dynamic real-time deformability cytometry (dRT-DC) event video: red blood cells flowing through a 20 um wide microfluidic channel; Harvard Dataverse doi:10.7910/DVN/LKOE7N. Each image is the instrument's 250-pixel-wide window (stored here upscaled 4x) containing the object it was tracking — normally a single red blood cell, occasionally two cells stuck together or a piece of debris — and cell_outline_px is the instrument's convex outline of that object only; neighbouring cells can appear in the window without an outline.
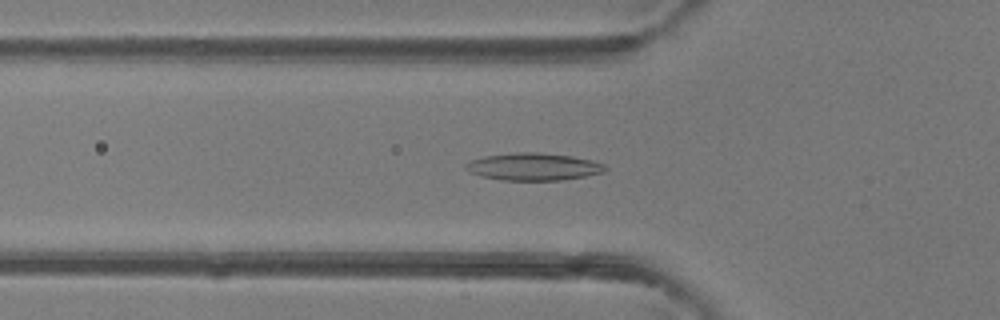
{"species": "common noctule bat (a hibernating species)", "species_latin": "Nyctalus noctula", "temperature_condition": "room temperature", "stored_images_in_passage": 49, "camera_frame_rate_fps": 3000, "um_per_image_px": 0.085, "animal": {"sex": "female"}, "frame": {"image": 1, "passage_image": 17, "time_ms": 5.333, "image_size_px": [1000, 320], "cell_outline_px": [[608, 168], [604, 172], [584, 176], [560, 180], [500, 180], [468, 172], [464, 168], [464, 164], [472, 160], [484, 156], [516, 152], [540, 152], [572, 156], [592, 160], [604, 164]], "centroid_in_image_um": [45.34, 14.16], "position_along_channel_um": 80.5, "area_um2": 22.25}}
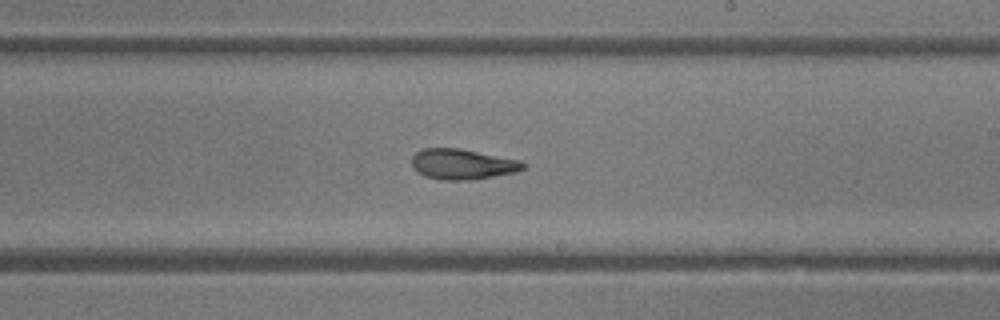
{"frame": {"image": 2, "passage_image": 29, "time_ms": 9.333, "image_size_px": [1000, 320], "cell_outline_px": [[528, 164], [524, 168], [516, 172], [472, 180], [444, 180], [424, 176], [412, 168], [412, 156], [416, 152], [424, 148], [460, 148], [520, 160]], "centroid_in_image_um": [39.31, 13.95], "position_along_channel_um": 249.7, "area_um2": 19.88}}
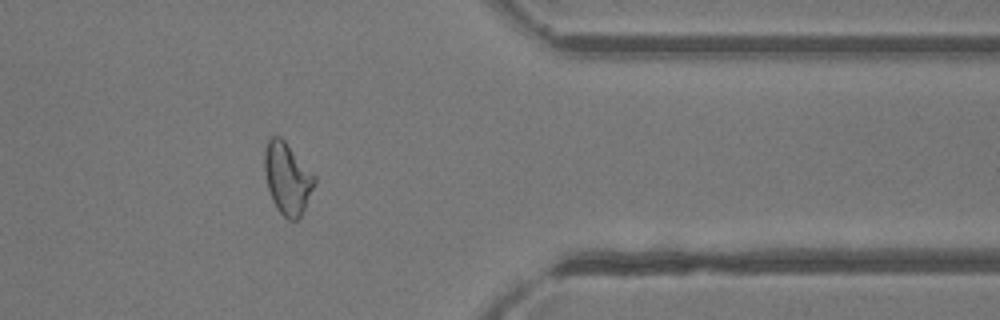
{"frame": {"image": 3, "passage_image": 40, "time_ms": 13.0, "image_size_px": [1000, 320], "cell_outline_px": [[316, 184], [300, 216], [296, 220], [288, 220], [276, 208], [272, 200], [268, 188], [264, 172], [264, 148], [268, 140], [272, 136], [280, 136], [284, 140], [316, 176]], "centroid_in_image_um": [24.42, 15.15], "position_along_channel_um": 387.0, "area_um2": 20.87}, "authors_computed_cell_mechanics": {"area_um2": 21.4438, "velocity_mm_per_s": 4.2157, "shape_relaxation_time_tau1_ms": 8.662, "shape_relaxation_time_tau2_ms": 3.6916, "deformation_change_tau1": 0.222, "deformation_change_tau2": 0.1211}}